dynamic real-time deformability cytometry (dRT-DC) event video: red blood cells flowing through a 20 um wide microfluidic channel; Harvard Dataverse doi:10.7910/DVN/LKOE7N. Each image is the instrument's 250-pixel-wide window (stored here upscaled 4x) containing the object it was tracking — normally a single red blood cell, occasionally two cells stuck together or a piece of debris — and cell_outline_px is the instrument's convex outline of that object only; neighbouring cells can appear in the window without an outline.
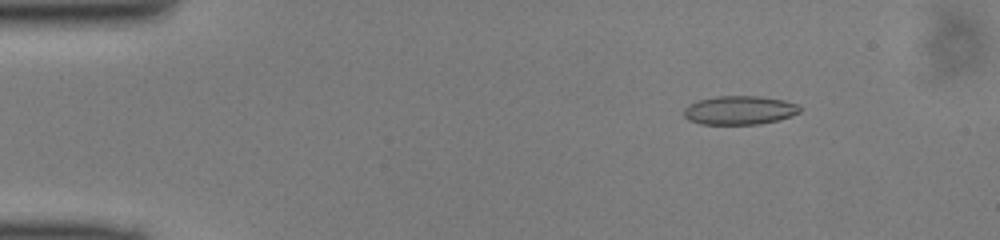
{"species": "common noctule bat (a hibernating species)", "species_latin": "Nyctalus noctula", "temperature_condition": "cold", "stored_images_in_passage": 49, "camera_frame_rate_fps": 3000, "um_per_image_px": 0.085, "animal": {"sex": "male", "body_mass_g": 13.0, "forearm_length_mm": 53.1}, "frame": {"image": 1, "passage_image": 7, "time_ms": 2.0, "image_size_px": [1000, 240], "cell_outline_px": [[800, 112], [792, 116], [760, 124], [700, 124], [688, 120], [684, 116], [684, 108], [688, 104], [700, 100], [716, 96], [760, 96], [784, 100], [796, 104], [800, 108]], "centroid_in_image_um": [62.84, 9.37], "position_along_channel_um": 22.2, "area_um2": 19.42}}
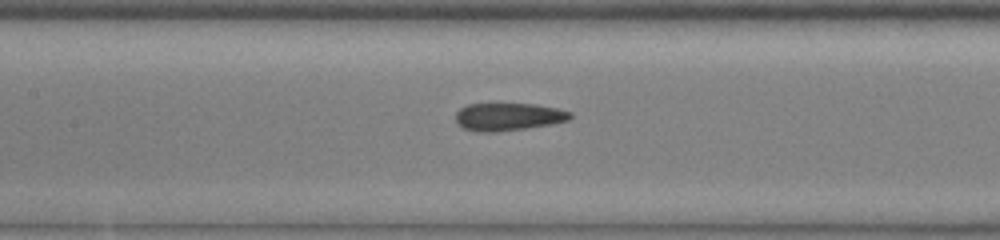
{"frame": {"image": 2, "passage_image": 23, "time_ms": 7.333, "image_size_px": [1000, 240], "cell_outline_px": [[572, 116], [568, 120], [552, 124], [496, 132], [476, 132], [460, 128], [456, 124], [456, 112], [460, 108], [468, 104], [496, 100], [536, 104], [556, 108], [572, 112]], "centroid_in_image_um": [43.12, 9.87], "position_along_channel_um": 164.3, "area_um2": 19.59}}
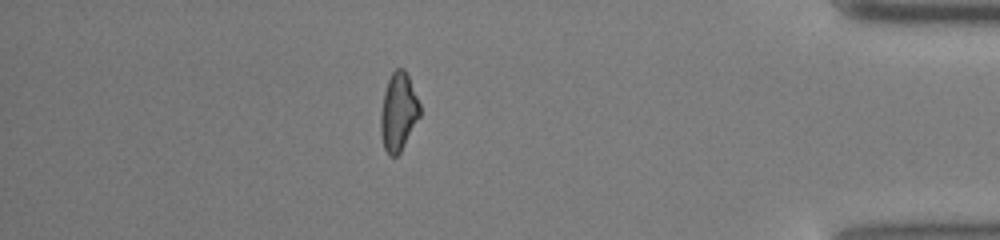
{"frame": {"image": 3, "passage_image": 43, "time_ms": 14.0, "image_size_px": [1000, 240], "cell_outline_px": [[420, 116], [400, 152], [396, 156], [388, 156], [384, 148], [380, 132], [380, 112], [384, 92], [388, 80], [392, 72], [396, 68], [404, 68], [408, 76], [420, 104]], "centroid_in_image_um": [33.85, 9.52], "position_along_channel_um": 401.4, "area_um2": 17.8}}